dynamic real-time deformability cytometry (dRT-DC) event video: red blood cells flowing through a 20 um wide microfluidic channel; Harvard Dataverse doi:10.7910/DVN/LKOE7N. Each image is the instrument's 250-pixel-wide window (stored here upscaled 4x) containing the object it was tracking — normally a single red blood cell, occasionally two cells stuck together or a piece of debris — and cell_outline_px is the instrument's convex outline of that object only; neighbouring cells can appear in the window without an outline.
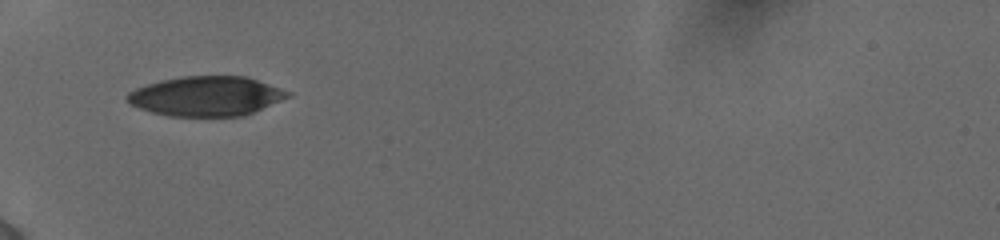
{"species": "human", "species_latin": "Homo sapiens", "temperature_condition": "cold", "stored_images_in_passage": 35, "camera_frame_rate_fps": 3000, "um_per_image_px": 0.085, "donor": {"sex": "female"}, "frame": {"image": 1, "passage_image": 1, "time_ms": 0.0, "image_size_px": [1000, 240], "cell_outline_px": [[292, 96], [244, 116], [168, 116], [152, 112], [140, 108], [132, 104], [128, 100], [128, 92], [136, 88], [160, 80], [184, 76], [244, 76], [292, 92]], "centroid_in_image_um": [17.56, 8.17], "position_along_channel_um": 67.4, "area_um2": 36.88}}
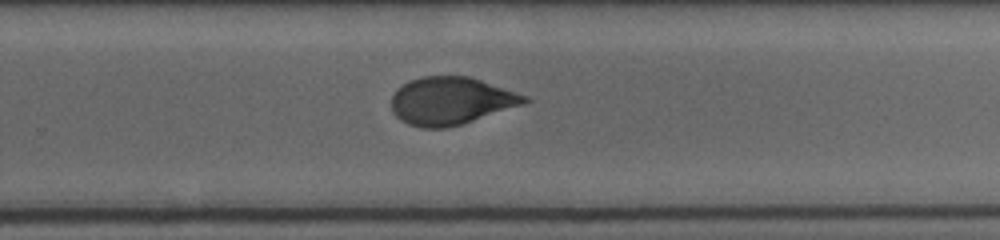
{"frame": {"image": 2, "passage_image": 19, "time_ms": 6.0, "image_size_px": [1000, 240], "cell_outline_px": [[532, 100], [524, 104], [460, 124], [444, 128], [420, 128], [408, 124], [400, 120], [392, 112], [392, 96], [408, 80], [424, 76], [468, 76], [528, 96]], "centroid_in_image_um": [38.32, 8.58], "position_along_channel_um": 291.5, "area_um2": 36.59}}
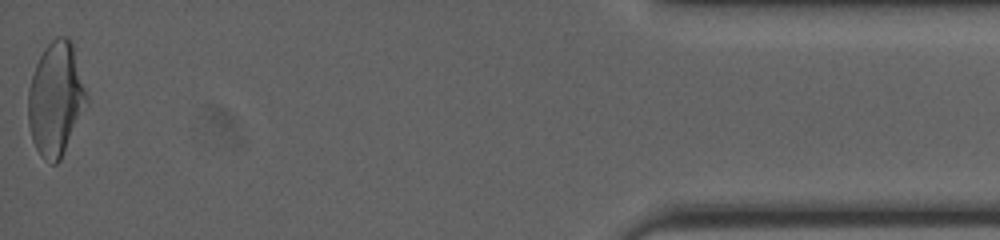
{"frame": {"image": 3, "passage_image": 35, "time_ms": 11.333, "image_size_px": [1000, 240], "cell_outline_px": [[88, 104], [60, 160], [56, 164], [52, 164], [40, 156], [32, 140], [28, 124], [28, 88], [36, 64], [44, 48], [56, 36], [68, 36], [72, 40], [88, 96]], "centroid_in_image_um": [4.75, 8.4], "position_along_channel_um": 430.4, "area_um2": 39.02}, "authors_computed_cell_mechanics": {"area_um2": 37.5122, "velocity_mm_per_s": 3.888, "shape_relaxation_time_tau1_ms": 6.7757, "shape_relaxation_time_tau2_ms": 1.3727, "deformation_change_tau1": 0.1759, "deformation_change_tau2": 0.0632}}